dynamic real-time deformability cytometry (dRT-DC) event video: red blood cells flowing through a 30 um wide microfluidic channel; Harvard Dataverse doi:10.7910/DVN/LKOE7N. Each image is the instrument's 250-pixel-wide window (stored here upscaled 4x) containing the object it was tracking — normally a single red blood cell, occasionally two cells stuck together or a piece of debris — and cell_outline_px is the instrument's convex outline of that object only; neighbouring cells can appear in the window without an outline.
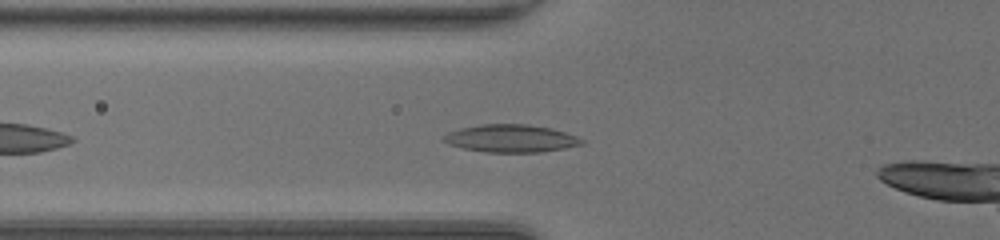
{"species": "common noctule bat (a hibernating species)", "species_latin": "Nyctalus noctula", "temperature_condition": "room temperature", "stored_images_in_passage": 34, "camera_frame_rate_fps": 3000, "um_per_image_px": 0.085, "animal": {"sex": "female", "body_mass_g": 20.0, "forearm_length_mm": 54.0}, "frame": {"image": 1, "passage_image": 6, "time_ms": 1.667, "image_size_px": [1000, 240], "cell_outline_px": [[584, 144], [564, 148], [540, 152], [484, 152], [464, 148], [448, 144], [444, 140], [444, 136], [448, 132], [460, 128], [480, 124], [528, 124], [552, 128], [576, 136], [584, 140]], "centroid_in_image_um": [43.44, 11.76], "position_along_channel_um": 82.4, "area_um2": 22.2}}
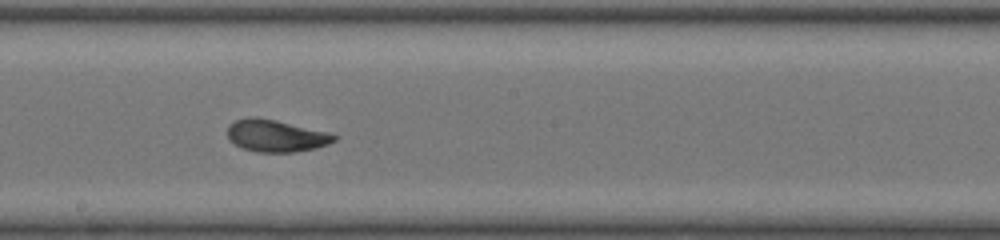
{"frame": {"image": 2, "passage_image": 16, "time_ms": 5.0, "image_size_px": [1000, 240], "cell_outline_px": [[336, 140], [328, 144], [312, 148], [292, 152], [256, 152], [244, 148], [236, 144], [228, 136], [228, 124], [236, 120], [248, 116], [256, 116], [276, 120], [328, 132], [336, 136]], "centroid_in_image_um": [23.43, 11.52], "position_along_channel_um": 224.8, "area_um2": 19.71}}
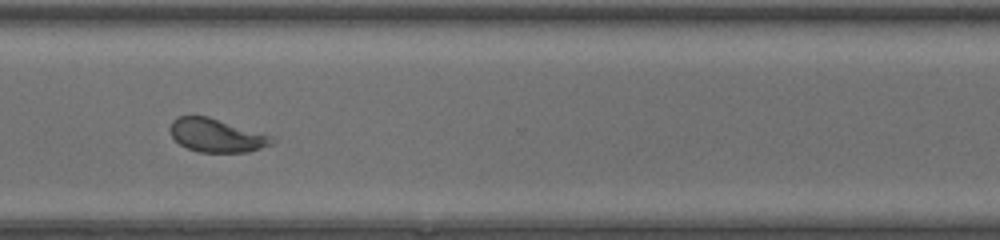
{"frame": {"image": 3, "passage_image": 25, "time_ms": 8.0, "image_size_px": [1000, 240], "cell_outline_px": [[276, 140], [272, 144], [248, 152], [200, 152], [188, 148], [180, 144], [172, 136], [168, 128], [172, 120], [176, 116], [208, 116], [272, 136]], "centroid_in_image_um": [18.38, 11.5], "position_along_channel_um": 352.2, "area_um2": 19.77}}